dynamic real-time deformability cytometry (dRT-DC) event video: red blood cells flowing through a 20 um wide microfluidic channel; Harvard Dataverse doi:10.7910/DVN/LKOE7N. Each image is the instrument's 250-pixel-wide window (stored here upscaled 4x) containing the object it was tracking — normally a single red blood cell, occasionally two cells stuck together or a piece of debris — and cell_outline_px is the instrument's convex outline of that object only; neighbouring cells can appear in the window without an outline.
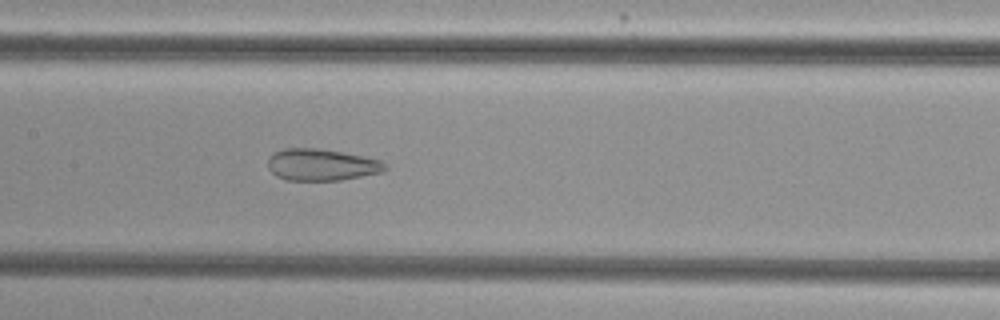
{"species": "common noctule bat (a hibernating species)", "species_latin": "Nyctalus noctula", "temperature_condition": "cold", "stored_images_in_passage": 53, "camera_frame_rate_fps": 3000, "um_per_image_px": 0.085, "animal": {"sex": "female", "body_mass_g": 29.2, "forearm_length_mm": 56.3}, "frame": {"image": 1, "passage_image": 26, "time_ms": 8.333, "image_size_px": [1000, 320], "cell_outline_px": [[388, 168], [384, 172], [340, 180], [288, 180], [276, 176], [268, 168], [268, 156], [272, 152], [284, 148], [316, 148], [340, 152], [380, 160], [388, 164]], "centroid_in_image_um": [27.32, 14.0], "position_along_channel_um": 180.1, "area_um2": 21.73}}
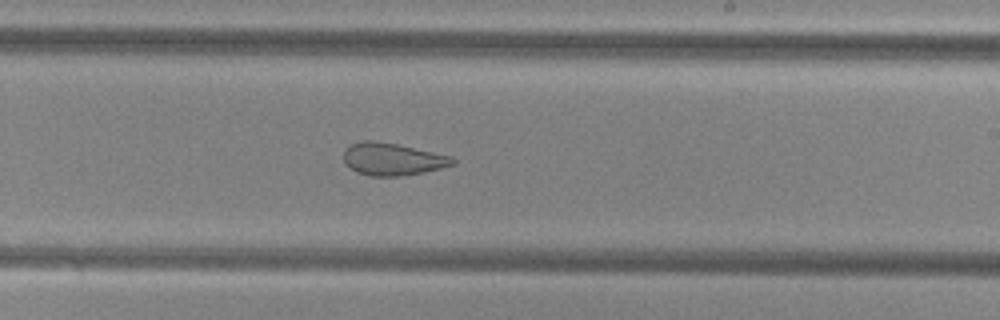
{"frame": {"image": 2, "passage_image": 32, "time_ms": 10.333, "image_size_px": [1000, 320], "cell_outline_px": [[456, 164], [424, 172], [400, 176], [368, 176], [356, 172], [344, 160], [344, 152], [352, 144], [364, 140], [372, 140], [396, 144], [452, 156], [456, 160]], "centroid_in_image_um": [33.39, 13.53], "position_along_channel_um": 255.6, "area_um2": 20.35}}
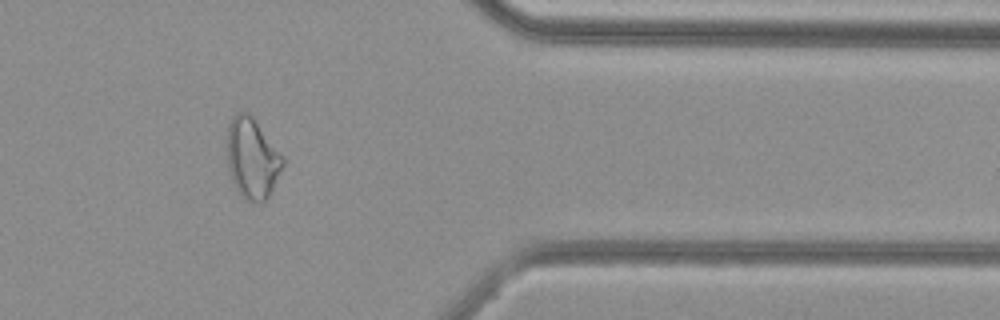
{"frame": {"image": 3, "passage_image": 44, "time_ms": 14.333, "image_size_px": [1000, 320], "cell_outline_px": [[284, 164], [264, 204], [260, 204], [244, 200], [236, 188], [232, 180], [228, 168], [228, 124], [232, 116], [236, 112], [248, 112], [256, 120], [284, 156]], "centroid_in_image_um": [21.44, 13.46], "position_along_channel_um": 390.0, "area_um2": 26.3}, "authors_computed_cell_mechanics": {"area_um2": 27.1082, "velocity_mm_per_s": 3.7865, "shape_relaxation_time_tau1_ms": null, "shape_relaxation_time_tau2_ms": 1.8774, "deformation_change_tau1": null, "deformation_change_tau2": 0.1054}}